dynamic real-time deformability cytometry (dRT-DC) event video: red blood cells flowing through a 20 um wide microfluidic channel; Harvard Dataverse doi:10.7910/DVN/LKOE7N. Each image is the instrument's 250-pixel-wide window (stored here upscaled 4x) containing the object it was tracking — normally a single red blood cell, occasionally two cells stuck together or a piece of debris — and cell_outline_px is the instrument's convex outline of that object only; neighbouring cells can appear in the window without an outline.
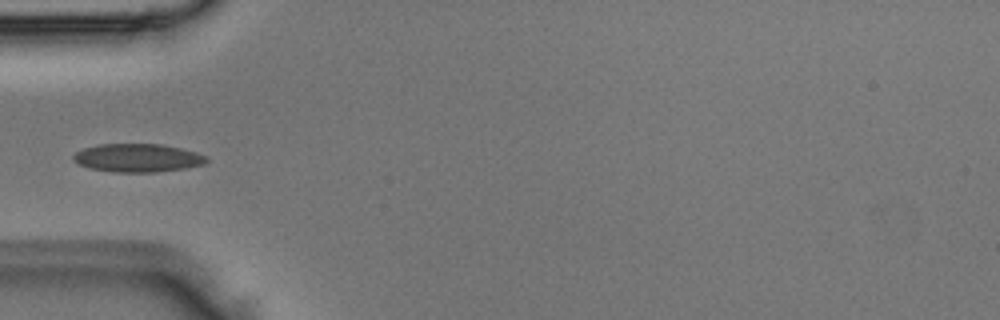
{"species": "Egyptian fruit bat (a non-hibernating species)", "species_latin": "Rousettus aegyptiacus", "temperature_condition": "room temperature", "stored_images_in_passage": 4, "camera_frame_rate_fps": 3000, "um_per_image_px": 0.085, "animal": {"sex": "male"}, "frame": {"image": 1, "passage_image": 3, "time_ms": 0.667, "image_size_px": [1000, 320], "cell_outline_px": [[208, 160], [204, 164], [184, 168], [156, 172], [116, 172], [88, 168], [72, 160], [72, 156], [76, 152], [84, 148], [100, 144], [164, 144], [196, 152], [208, 156]], "centroid_in_image_um": [11.7, 13.42], "position_along_channel_um": 73.3, "area_um2": 21.96}}